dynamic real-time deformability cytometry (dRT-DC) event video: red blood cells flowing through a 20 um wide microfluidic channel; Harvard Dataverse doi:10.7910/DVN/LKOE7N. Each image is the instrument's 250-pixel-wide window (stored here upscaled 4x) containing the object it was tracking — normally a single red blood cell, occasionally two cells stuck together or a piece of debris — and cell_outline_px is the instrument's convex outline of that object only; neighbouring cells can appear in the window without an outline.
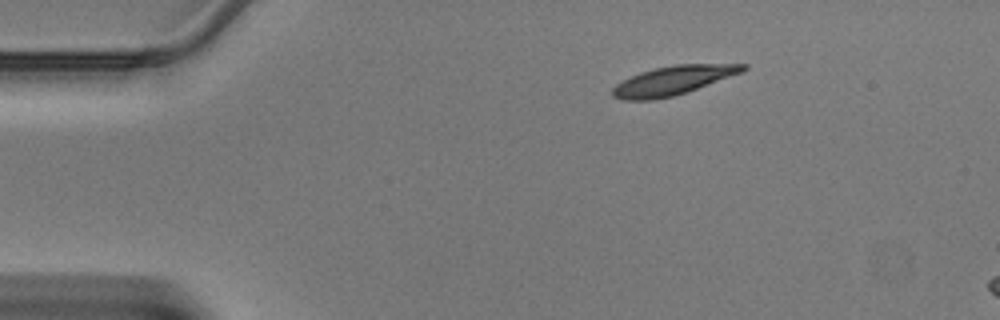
{"species": "Egyptian fruit bat (a non-hibernating species)", "species_latin": "Rousettus aegyptiacus", "temperature_condition": "warm", "stored_images_in_passage": 6, "camera_frame_rate_fps": 3000, "um_per_image_px": 0.085, "animal": {"sex": "male"}, "frame": {"image": 1, "passage_image": 1, "time_ms": 0.0, "image_size_px": [1000, 320], "cell_outline_px": [[748, 68], [744, 72], [688, 92], [672, 96], [652, 100], [620, 100], [612, 96], [612, 88], [616, 84], [640, 72], [656, 68], [676, 64], [748, 64]], "centroid_in_image_um": [57.24, 6.84], "position_along_channel_um": 27.8, "area_um2": 22.08}}